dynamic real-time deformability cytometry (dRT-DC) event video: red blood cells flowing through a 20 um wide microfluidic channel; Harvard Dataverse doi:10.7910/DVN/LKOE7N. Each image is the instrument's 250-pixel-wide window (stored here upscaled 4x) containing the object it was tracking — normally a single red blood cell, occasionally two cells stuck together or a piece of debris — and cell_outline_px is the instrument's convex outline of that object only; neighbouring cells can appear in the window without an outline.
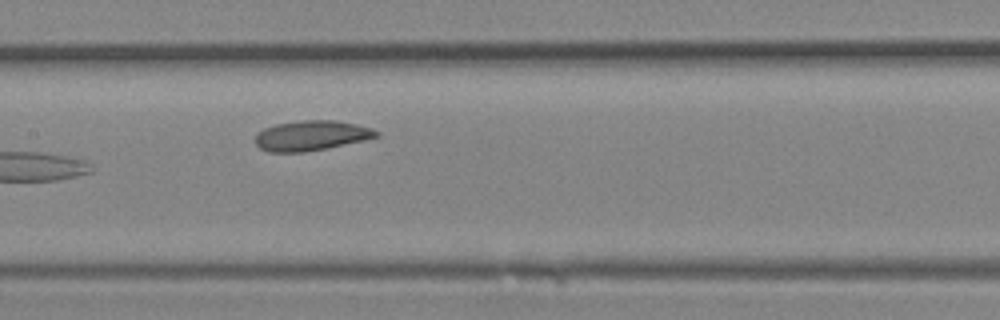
{"species": "Egyptian fruit bat (a non-hibernating species)", "species_latin": "Rousettus aegyptiacus", "temperature_condition": "room temperature", "stored_images_in_passage": 13, "camera_frame_rate_fps": 3000, "um_per_image_px": 0.085, "animal": {"sex": "female"}, "frame": {"image": 1, "passage_image": 13, "time_ms": 4.0, "image_size_px": [1000, 320], "cell_outline_px": [[380, 136], [364, 140], [304, 152], [268, 152], [260, 148], [256, 144], [256, 132], [264, 128], [276, 124], [300, 120], [336, 120], [356, 124], [372, 128], [380, 132]], "centroid_in_image_um": [26.45, 11.51], "position_along_channel_um": 180.9, "area_um2": 21.15}}